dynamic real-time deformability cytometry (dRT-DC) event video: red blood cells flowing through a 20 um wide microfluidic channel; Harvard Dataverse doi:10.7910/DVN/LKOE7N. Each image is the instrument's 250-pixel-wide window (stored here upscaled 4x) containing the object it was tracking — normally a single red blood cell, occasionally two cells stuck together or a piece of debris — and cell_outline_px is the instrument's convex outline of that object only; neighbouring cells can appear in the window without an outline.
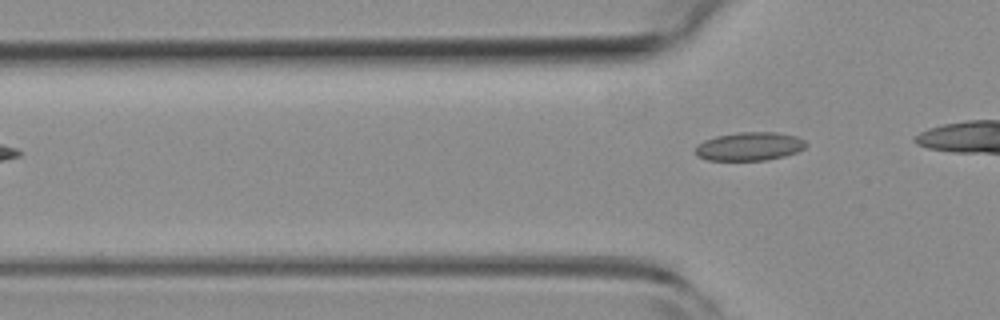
{"species": "common noctule bat (a hibernating species)", "species_latin": "Nyctalus noctula", "temperature_condition": "room temperature", "stored_images_in_passage": 2, "camera_frame_rate_fps": 3000, "um_per_image_px": 0.085, "animal": {"sex": "female", "body_mass_g": 19.3, "forearm_length_mm": 54.1}, "frame": {"image": 1, "passage_image": 2, "time_ms": 0.333, "image_size_px": [1000, 320], "cell_outline_px": [[808, 144], [804, 148], [796, 152], [784, 156], [764, 160], [708, 160], [696, 156], [696, 144], [704, 140], [716, 136], [736, 132], [776, 132], [796, 136], [804, 140]], "centroid_in_image_um": [63.69, 12.43], "position_along_channel_um": 62.1, "area_um2": 18.38}}